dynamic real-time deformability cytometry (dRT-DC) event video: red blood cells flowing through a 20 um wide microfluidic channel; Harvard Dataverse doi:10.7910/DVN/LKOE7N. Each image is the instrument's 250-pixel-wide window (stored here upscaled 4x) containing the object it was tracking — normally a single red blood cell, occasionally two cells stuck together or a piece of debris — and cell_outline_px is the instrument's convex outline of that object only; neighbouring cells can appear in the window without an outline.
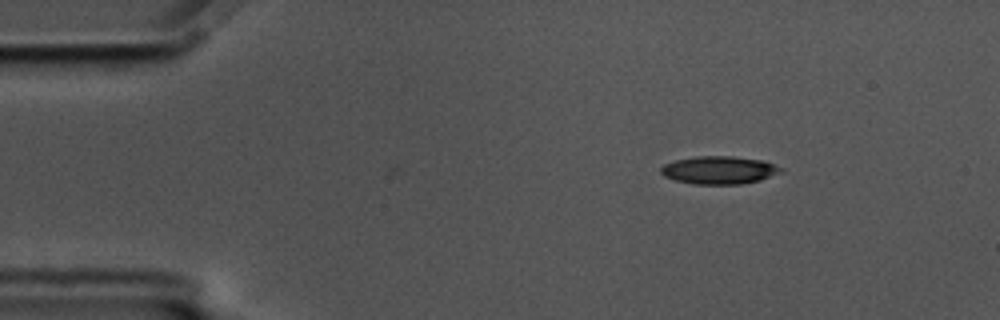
{"species": "common noctule bat (a hibernating species)", "species_latin": "Nyctalus noctula", "temperature_condition": "cold", "stored_images_in_passage": 39, "camera_frame_rate_fps": 3000, "um_per_image_px": 0.085, "animal": {"sex": "male", "body_mass_g": 17.5, "forearm_length_mm": 52.3}, "frame": {"image": 1, "passage_image": 2, "time_ms": 0.333, "image_size_px": [1000, 320], "cell_outline_px": [[784, 172], [760, 180], [740, 184], [692, 184], [676, 180], [664, 176], [660, 172], [660, 168], [664, 164], [676, 160], [696, 156], [732, 156], [760, 160], [784, 168]], "centroid_in_image_um": [61.13, 14.46], "position_along_channel_um": 23.9, "area_um2": 19.48}}
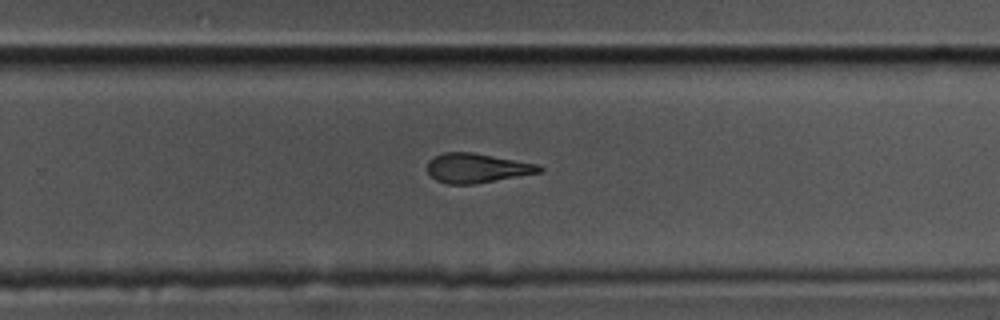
{"frame": {"image": 2, "passage_image": 31, "time_ms": 10.0, "image_size_px": [1000, 320], "cell_outline_px": [[544, 168], [540, 172], [472, 184], [448, 184], [436, 180], [428, 172], [428, 160], [444, 152], [472, 152], [536, 164]], "centroid_in_image_um": [40.49, 14.28], "position_along_channel_um": 289.3, "area_um2": 18.79}}
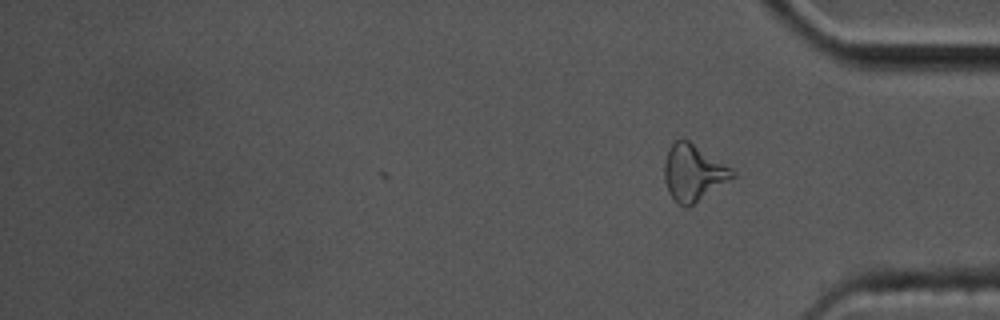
{"frame": {"image": 3, "passage_image": 39, "time_ms": 12.667, "image_size_px": [1000, 320], "cell_outline_px": [[736, 176], [688, 208], [684, 208], [668, 192], [664, 180], [664, 160], [668, 148], [676, 140], [684, 136], [736, 172]], "centroid_in_image_um": [58.91, 14.66], "position_along_channel_um": 376.3, "area_um2": 22.48}, "authors_computed_cell_mechanics": {"area_um2": 19.8254, "velocity_mm_per_s": 3.4522, "shape_relaxation_time_tau1_ms": 8.8139, "shape_relaxation_time_tau2_ms": 3.9692, "deformation_change_tau1": 0.2386, "deformation_change_tau2": 0.1463}}